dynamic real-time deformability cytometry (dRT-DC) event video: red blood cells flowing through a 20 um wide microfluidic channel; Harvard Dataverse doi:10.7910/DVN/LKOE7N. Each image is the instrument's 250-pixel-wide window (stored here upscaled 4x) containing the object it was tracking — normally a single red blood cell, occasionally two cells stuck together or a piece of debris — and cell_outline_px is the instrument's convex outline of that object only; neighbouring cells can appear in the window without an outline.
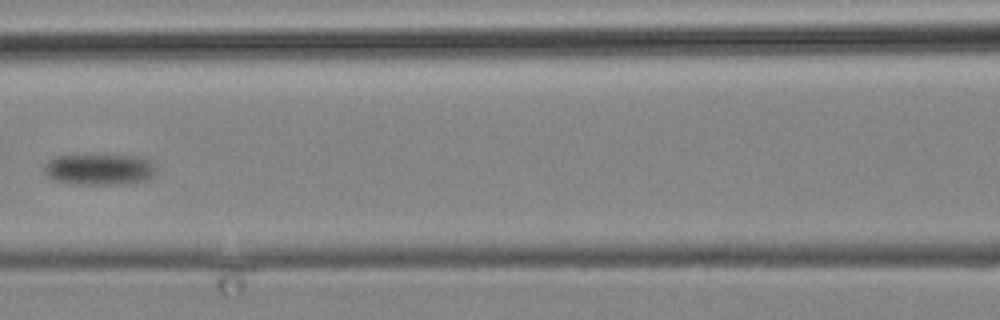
{"species": "common noctule bat (a hibernating species)", "species_latin": "Nyctalus noctula", "temperature_condition": "cold", "stored_images_in_passage": 16, "camera_frame_rate_fps": 3000, "um_per_image_px": 0.085, "animal": {"sex": "male", "body_mass_g": 19.2, "forearm_length_mm": 51.8}, "frame": {"image": 1, "passage_image": 16, "time_ms": 17.333, "image_size_px": [1000, 320], "cell_outline_px": [[156, 172], [148, 180], [128, 184], [68, 184], [52, 180], [44, 172], [44, 164], [48, 160], [56, 156], [88, 152], [104, 152], [144, 156], [156, 168]], "centroid_in_image_um": [8.44, 14.33], "position_along_channel_um": 158.2, "area_um2": 21.91}}